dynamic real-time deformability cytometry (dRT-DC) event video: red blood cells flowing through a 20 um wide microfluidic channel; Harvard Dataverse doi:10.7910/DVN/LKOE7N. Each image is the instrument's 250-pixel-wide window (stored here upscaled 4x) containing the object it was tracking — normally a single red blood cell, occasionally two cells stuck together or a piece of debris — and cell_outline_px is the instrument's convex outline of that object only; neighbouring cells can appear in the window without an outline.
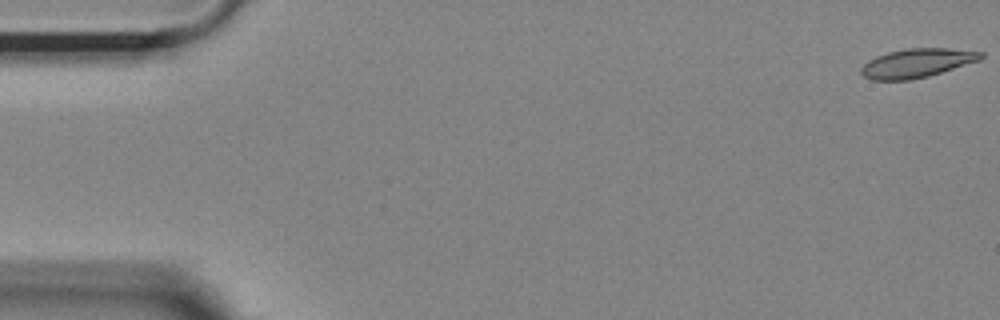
{"species": "Egyptian fruit bat (a non-hibernating species)", "species_latin": "Rousettus aegyptiacus", "temperature_condition": "room temperature", "stored_images_in_passage": 7, "camera_frame_rate_fps": 3000, "um_per_image_px": 0.085, "animal": {"sex": "female"}, "frame": {"image": 1, "passage_image": 1, "time_ms": 0.0, "image_size_px": [1000, 320], "cell_outline_px": [[984, 56], [980, 60], [928, 76], [912, 80], [872, 80], [864, 76], [860, 72], [860, 68], [868, 60], [876, 56], [888, 52], [908, 48], [948, 48], [984, 52]], "centroid_in_image_um": [77.92, 5.36], "position_along_channel_um": 7.1, "area_um2": 20.17}}